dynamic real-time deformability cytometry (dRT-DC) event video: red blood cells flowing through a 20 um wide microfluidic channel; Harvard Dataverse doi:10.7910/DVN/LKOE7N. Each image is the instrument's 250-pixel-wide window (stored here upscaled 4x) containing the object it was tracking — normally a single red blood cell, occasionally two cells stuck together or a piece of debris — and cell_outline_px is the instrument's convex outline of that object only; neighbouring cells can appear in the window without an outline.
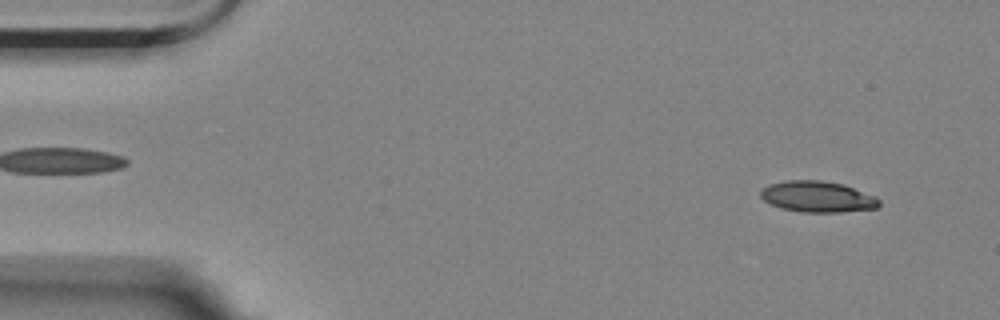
{"species": "Egyptian fruit bat (a non-hibernating species)", "species_latin": "Rousettus aegyptiacus", "temperature_condition": "room temperature", "stored_images_in_passage": 12, "camera_frame_rate_fps": 3000, "um_per_image_px": 0.085, "animal": {"sex": "female"}, "frame": {"image": 1, "passage_image": 2, "time_ms": 0.333, "image_size_px": [1000, 320], "cell_outline_px": [[876, 204], [860, 208], [796, 208], [792, 184], [832, 184], [848, 188], [856, 192]], "centroid_in_image_um": [70.36, 16.74], "position_along_channel_um": 14.6, "area_um2": 11.39}}